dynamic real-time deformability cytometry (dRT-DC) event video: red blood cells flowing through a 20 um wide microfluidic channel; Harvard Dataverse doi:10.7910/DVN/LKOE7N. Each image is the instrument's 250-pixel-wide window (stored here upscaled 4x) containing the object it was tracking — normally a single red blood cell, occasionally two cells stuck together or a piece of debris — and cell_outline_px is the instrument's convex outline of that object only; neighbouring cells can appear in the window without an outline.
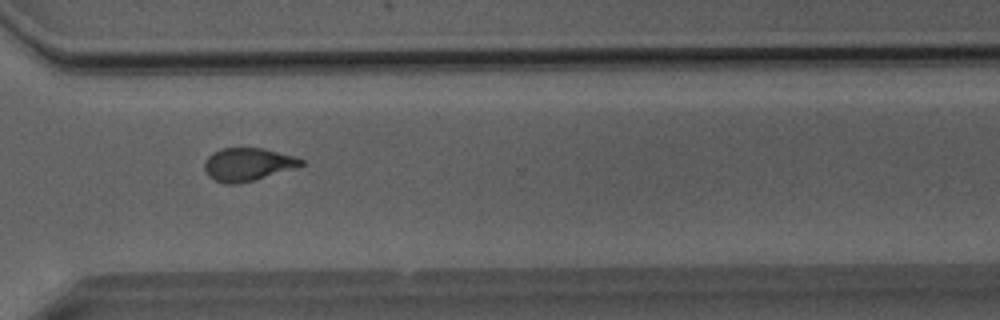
{"species": "Egyptian fruit bat (a non-hibernating species)", "species_latin": "Rousettus aegyptiacus", "temperature_condition": "room temperature", "stored_images_in_passage": 40, "camera_frame_rate_fps": 3000, "um_per_image_px": 0.085, "animal": {"sex": "male"}, "frame": {"image": 1, "passage_image": 27, "time_ms": 8.667, "image_size_px": [1000, 320], "cell_outline_px": [[304, 164], [292, 168], [252, 180], [236, 184], [224, 184], [208, 176], [204, 172], [204, 160], [212, 152], [220, 148], [264, 148], [296, 156], [304, 160]], "centroid_in_image_um": [21.0, 13.95], "position_along_channel_um": 349.6, "area_um2": 18.5}}
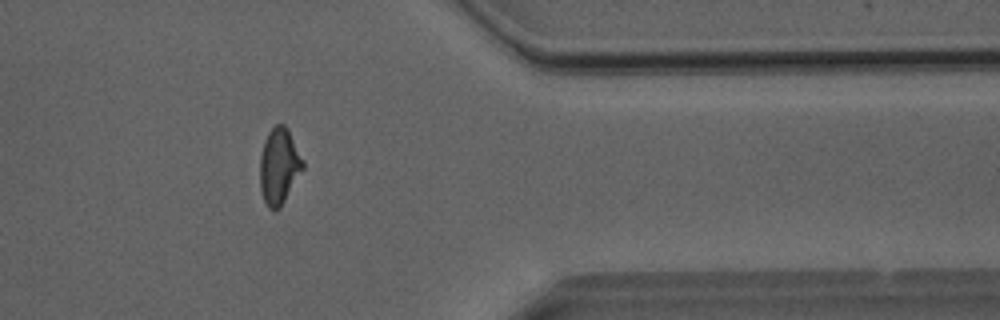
{"frame": {"image": 2, "passage_image": 31, "time_ms": 10.0, "image_size_px": [1000, 320], "cell_outline_px": [[304, 168], [280, 208], [268, 208], [264, 200], [260, 188], [260, 156], [264, 140], [268, 132], [276, 124], [284, 124], [288, 128], [304, 160]], "centroid_in_image_um": [23.73, 14.09], "position_along_channel_um": 387.7, "area_um2": 19.07}}
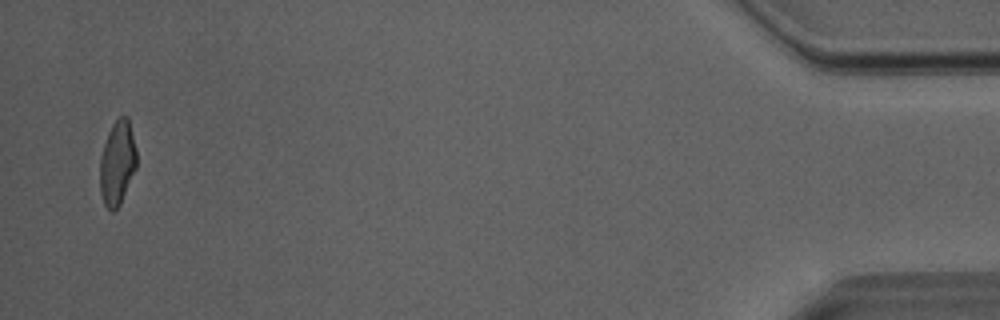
{"frame": {"image": 3, "passage_image": 39, "time_ms": 12.667, "image_size_px": [1000, 320], "cell_outline_px": [[136, 168], [120, 204], [112, 212], [104, 204], [100, 192], [100, 156], [108, 132], [112, 124], [120, 116], [128, 116], [136, 148]], "centroid_in_image_um": [9.97, 13.83], "position_along_channel_um": 425.2, "area_um2": 17.98}, "authors_computed_cell_mechanics": {"area_um2": 19.074, "velocity_mm_per_s": 4.0614, "shape_relaxation_time_tau1_ms": 7.6848, "shape_relaxation_time_tau2_ms": 1.828, "deformation_change_tau1": 0.2089, "deformation_change_tau2": 0.0915}}